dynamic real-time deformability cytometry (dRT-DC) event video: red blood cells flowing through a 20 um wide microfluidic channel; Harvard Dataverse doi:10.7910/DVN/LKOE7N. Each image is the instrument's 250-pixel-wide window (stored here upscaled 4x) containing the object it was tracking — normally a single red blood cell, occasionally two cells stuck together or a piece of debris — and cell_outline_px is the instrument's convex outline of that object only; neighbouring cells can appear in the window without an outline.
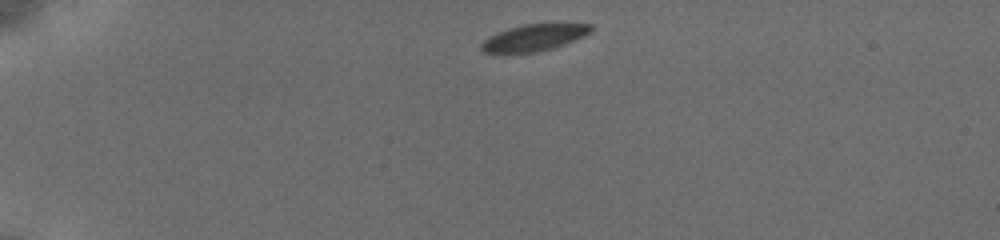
{"species": "common noctule bat (a hibernating species)", "species_latin": "Nyctalus noctula", "temperature_condition": "cold", "stored_images_in_passage": 35, "camera_frame_rate_fps": 3000, "um_per_image_px": 0.085, "animal": {"sex": "female", "body_mass_g": 19.5, "forearm_length_mm": 54.1}, "frame": {"image": 1, "passage_image": 1, "time_ms": 0.0, "image_size_px": [1000, 240], "cell_outline_px": [[592, 32], [564, 44], [552, 48], [536, 52], [504, 56], [484, 52], [480, 48], [480, 44], [488, 36], [496, 32], [508, 28], [524, 24], [592, 24]], "centroid_in_image_um": [45.27, 3.24], "position_along_channel_um": 39.7, "area_um2": 17.51}}
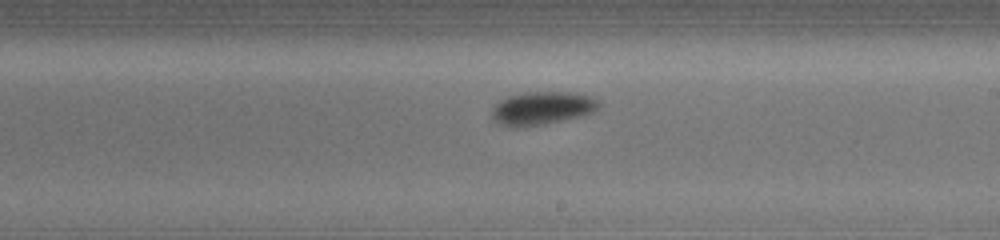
{"frame": {"image": 2, "passage_image": 20, "time_ms": 7.0, "image_size_px": [1000, 240], "cell_outline_px": [[600, 104], [592, 112], [580, 116], [540, 124], [516, 128], [512, 128], [496, 124], [492, 116], [492, 108], [500, 100], [508, 96], [524, 92], [576, 92], [588, 96], [596, 100]], "centroid_in_image_um": [45.99, 9.19], "position_along_channel_um": 243.0, "area_um2": 20.52}}
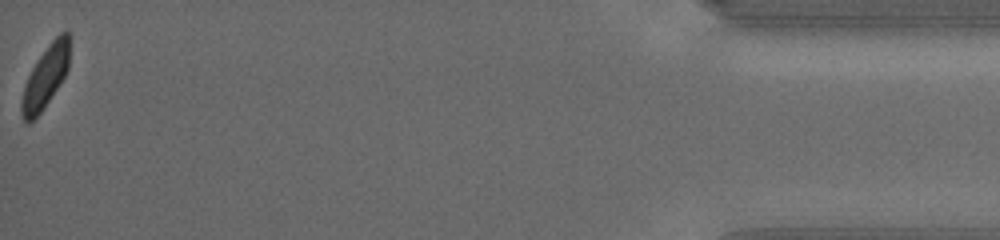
{"frame": {"image": 3, "passage_image": 35, "time_ms": 14.0, "image_size_px": [1000, 240], "cell_outline_px": [[68, 68], [64, 76], [44, 108], [28, 124], [24, 120], [20, 112], [20, 104], [24, 84], [36, 60], [48, 44], [60, 32], [68, 32]], "centroid_in_image_um": [3.81, 6.56], "position_along_channel_um": 431.4, "area_um2": 17.05}, "authors_computed_cell_mechanics": {"area_um2": 19.5942, "velocity_mm_per_s": 3.7953, "shape_relaxation_time_tau1_ms": 1.0526, "shape_relaxation_time_tau2_ms": null, "deformation_change_tau1": 0.0627, "deformation_change_tau2": null}}